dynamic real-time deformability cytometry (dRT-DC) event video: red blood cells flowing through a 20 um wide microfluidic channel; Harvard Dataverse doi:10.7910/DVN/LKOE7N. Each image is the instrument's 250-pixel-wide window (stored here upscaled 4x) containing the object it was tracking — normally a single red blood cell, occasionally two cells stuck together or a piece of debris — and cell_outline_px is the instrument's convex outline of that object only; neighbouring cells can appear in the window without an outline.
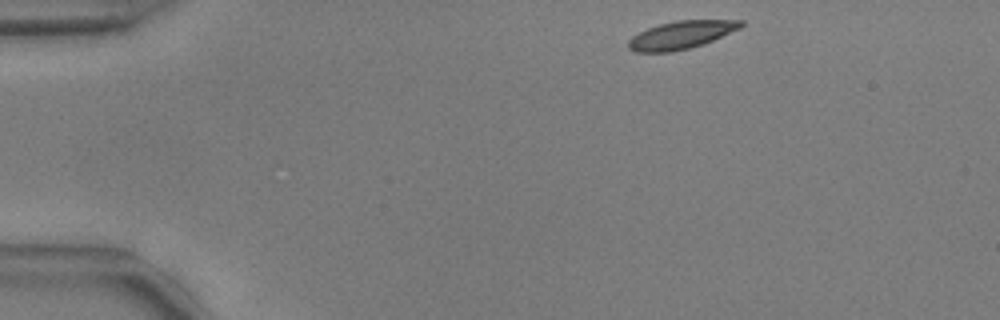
{"species": "common noctule bat (a hibernating species)", "species_latin": "Nyctalus noctula", "temperature_condition": "warm", "stored_images_in_passage": 47, "camera_frame_rate_fps": 3000, "um_per_image_px": 0.085, "animal": {"sex": "male", "body_mass_g": 17.9, "forearm_length_mm": 54.2}, "frame": {"image": 1, "passage_image": 1, "time_ms": 0.0, "image_size_px": [1000, 320], "cell_outline_px": [[744, 24], [740, 28], [712, 40], [688, 48], [672, 52], [636, 52], [628, 48], [628, 40], [632, 36], [648, 28], [660, 24], [676, 20], [744, 20]], "centroid_in_image_um": [57.87, 2.96], "position_along_channel_um": 27.1, "area_um2": 18.03}}
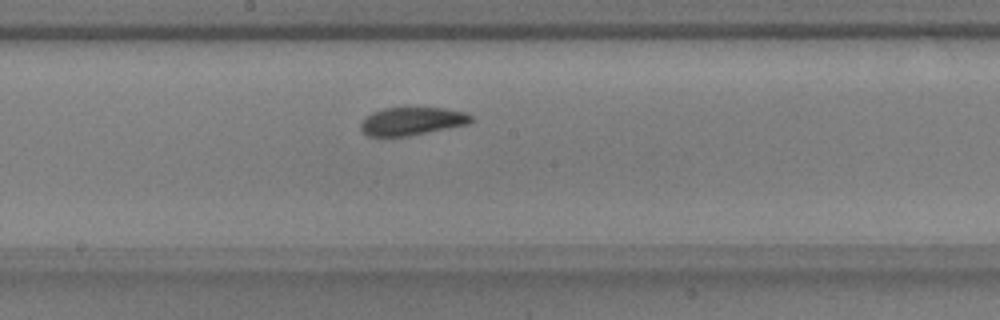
{"frame": {"image": 2, "passage_image": 22, "time_ms": 7.0, "image_size_px": [1000, 320], "cell_outline_px": [[472, 120], [468, 124], [408, 136], [368, 136], [360, 128], [360, 124], [372, 112], [384, 108], [444, 108], [464, 112], [472, 116]], "centroid_in_image_um": [35.02, 10.3], "position_along_channel_um": 213.2, "area_um2": 17.74}}
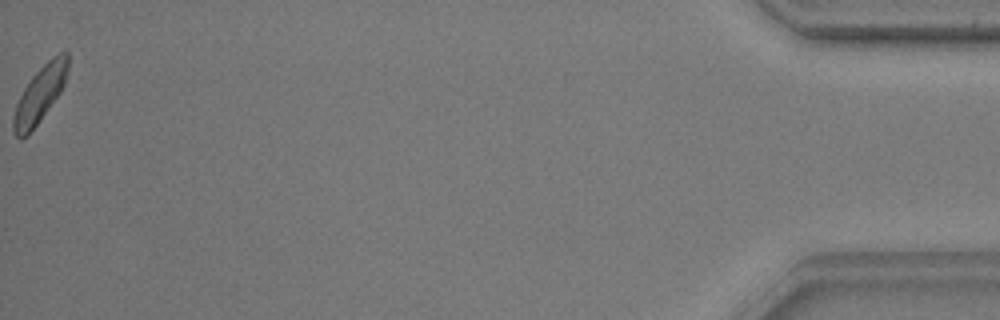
{"frame": {"image": 3, "passage_image": 47, "time_ms": 15.333, "image_size_px": [1000, 320], "cell_outline_px": [[68, 68], [64, 84], [60, 92], [28, 136], [20, 140], [16, 136], [12, 128], [12, 116], [16, 104], [24, 88], [32, 76], [52, 56], [60, 52], [68, 52]], "centroid_in_image_um": [3.36, 8.04], "position_along_channel_um": 431.8, "area_um2": 17.74}, "authors_computed_cell_mechanics": {"area_um2": 18.3226, "velocity_mm_per_s": 3.7184, "shape_relaxation_time_tau1_ms": 4.6898, "shape_relaxation_time_tau2_ms": 2.1187, "deformation_change_tau1": 0.143, "deformation_change_tau2": 0.0912}}